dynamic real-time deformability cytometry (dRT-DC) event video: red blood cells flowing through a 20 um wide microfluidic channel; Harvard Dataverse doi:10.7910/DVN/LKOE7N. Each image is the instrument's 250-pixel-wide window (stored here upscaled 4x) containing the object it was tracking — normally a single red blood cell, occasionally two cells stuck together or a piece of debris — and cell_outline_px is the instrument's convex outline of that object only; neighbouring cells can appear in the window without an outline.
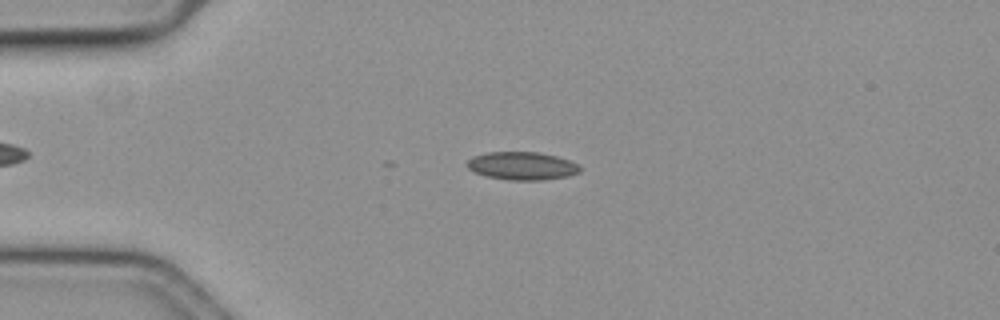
{"species": "common noctule bat (a hibernating species)", "species_latin": "Nyctalus noctula", "temperature_condition": "cold", "stored_images_in_passage": 51, "camera_frame_rate_fps": 3000, "um_per_image_px": 0.085, "animal": {"sex": "female", "body_mass_g": 19.3, "forearm_length_mm": 54.1}, "frame": {"image": 1, "passage_image": 8, "time_ms": 2.333, "image_size_px": [1000, 320], "cell_outline_px": [[580, 172], [568, 176], [540, 180], [508, 180], [484, 176], [468, 168], [468, 160], [472, 156], [488, 152], [540, 152], [556, 156], [568, 160], [576, 164], [580, 168]], "centroid_in_image_um": [44.36, 14.1], "position_along_channel_um": 40.6, "area_um2": 18.32}}
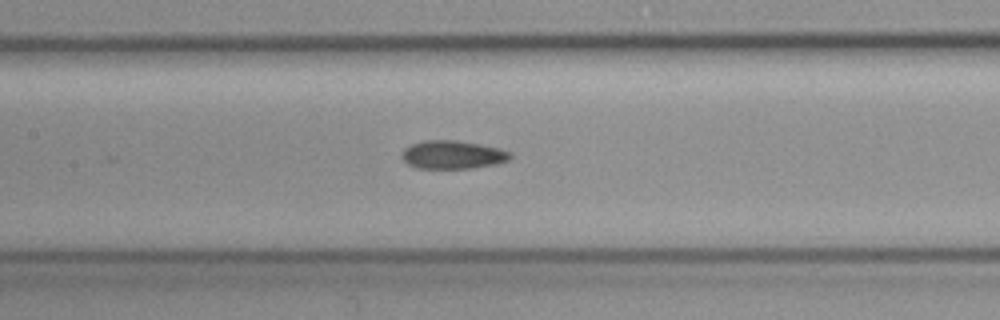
{"frame": {"image": 2, "passage_image": 21, "time_ms": 6.667, "image_size_px": [1000, 320], "cell_outline_px": [[512, 156], [508, 160], [496, 164], [472, 168], [416, 168], [408, 164], [400, 156], [404, 148], [412, 144], [424, 140], [456, 140], [480, 144], [500, 148], [508, 152]], "centroid_in_image_um": [38.45, 13.15], "position_along_channel_um": 168.9, "area_um2": 17.86}}
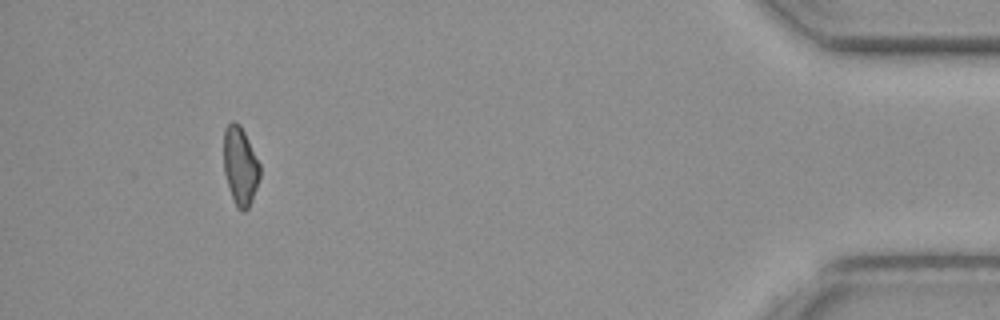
{"frame": {"image": 3, "passage_image": 47, "time_ms": 15.333, "image_size_px": [1000, 320], "cell_outline_px": [[260, 176], [252, 200], [248, 208], [244, 212], [240, 212], [236, 208], [224, 172], [224, 128], [232, 120], [236, 120], [240, 124], [260, 164]], "centroid_in_image_um": [20.42, 14.1], "position_along_channel_um": 414.8, "area_um2": 16.53}}